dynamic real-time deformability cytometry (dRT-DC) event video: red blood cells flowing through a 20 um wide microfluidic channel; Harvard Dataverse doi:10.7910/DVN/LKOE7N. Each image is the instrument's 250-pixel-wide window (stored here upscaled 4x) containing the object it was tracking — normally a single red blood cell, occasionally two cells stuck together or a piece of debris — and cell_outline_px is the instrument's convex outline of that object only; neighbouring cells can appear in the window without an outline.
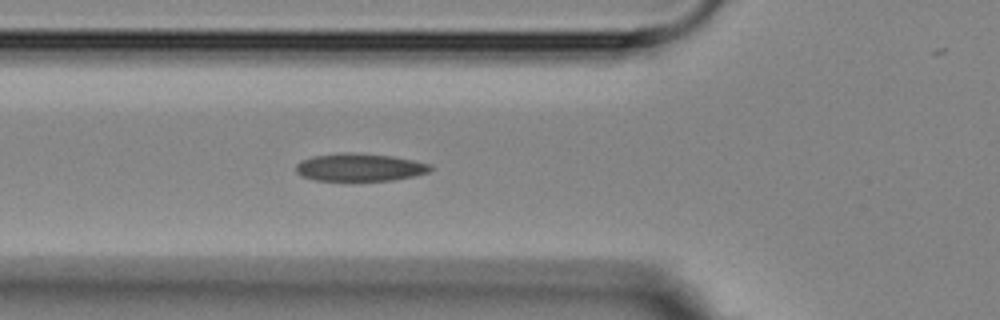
{"species": "Egyptian fruit bat (a non-hibernating species)", "species_latin": "Rousettus aegyptiacus", "temperature_condition": "room temperature", "stored_images_in_passage": 3, "camera_frame_rate_fps": 3000, "um_per_image_px": 0.085, "animal": {"sex": "female"}, "frame": {"image": 1, "passage_image": 3, "time_ms": 3.333, "image_size_px": [1000, 320], "cell_outline_px": [[432, 168], [428, 172], [416, 176], [392, 180], [316, 180], [300, 176], [296, 172], [296, 164], [300, 160], [312, 156], [340, 152], [348, 152], [392, 156], [432, 164]], "centroid_in_image_um": [30.55, 14.21], "position_along_channel_um": 95.3, "area_um2": 21.79}}